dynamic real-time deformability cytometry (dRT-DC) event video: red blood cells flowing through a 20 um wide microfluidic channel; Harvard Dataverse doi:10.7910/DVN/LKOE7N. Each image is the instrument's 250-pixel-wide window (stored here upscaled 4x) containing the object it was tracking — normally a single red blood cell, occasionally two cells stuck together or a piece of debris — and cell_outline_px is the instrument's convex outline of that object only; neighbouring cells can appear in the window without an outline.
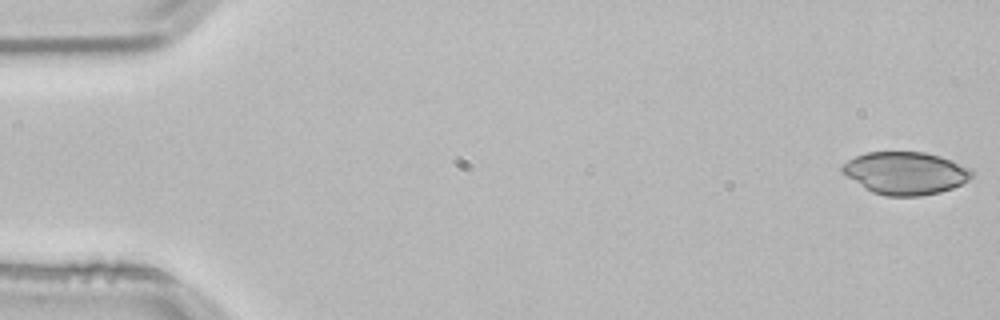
{"species": "common noctule bat (a hibernating species)", "species_latin": "Nyctalus noctula", "temperature_condition": "room temperature", "stored_images_in_passage": 4, "segment_of_instrument_passage": [2, 2], "camera_frame_rate_fps": 3000, "um_per_image_px": 0.085, "animal": {"sex": "male", "body_mass_g": 21.5, "forearm_length_mm": 52.0}, "frame": {"image": 1, "passage_image": 4, "time_ms": 1.0, "image_size_px": [1000, 320], "cell_outline_px": [[972, 176], [968, 180], [952, 188], [940, 192], [920, 196], [888, 196], [872, 192], [864, 188], [840, 172], [840, 168], [848, 160], [856, 156], [868, 152], [924, 152], [940, 156], [952, 160], [972, 168]], "centroid_in_image_um": [76.96, 14.71], "position_along_channel_um": 8.0, "area_um2": 32.19}}